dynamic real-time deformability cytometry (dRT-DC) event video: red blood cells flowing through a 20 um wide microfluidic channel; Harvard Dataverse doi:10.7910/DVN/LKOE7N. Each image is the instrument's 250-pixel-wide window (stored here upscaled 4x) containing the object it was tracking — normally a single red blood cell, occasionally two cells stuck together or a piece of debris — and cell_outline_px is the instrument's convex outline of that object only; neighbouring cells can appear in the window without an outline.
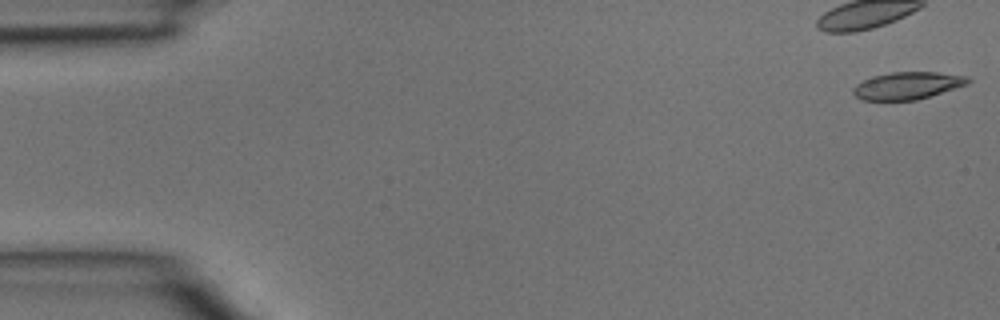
{"species": "common noctule bat (a hibernating species)", "species_latin": "Nyctalus noctula", "temperature_condition": "room temperature", "stored_images_in_passage": 4, "camera_frame_rate_fps": 3000, "um_per_image_px": 0.085, "animal": {"sex": "male", "body_mass_g": 15.6}, "frame": {"image": 1, "passage_image": 1, "time_ms": 0.0, "image_size_px": [1000, 320], "cell_outline_px": [[972, 80], [968, 84], [916, 100], [864, 100], [856, 96], [852, 92], [852, 88], [856, 84], [872, 76], [892, 72], [936, 72], [968, 76]], "centroid_in_image_um": [77.14, 7.27], "position_along_channel_um": 7.9, "area_um2": 18.21}}